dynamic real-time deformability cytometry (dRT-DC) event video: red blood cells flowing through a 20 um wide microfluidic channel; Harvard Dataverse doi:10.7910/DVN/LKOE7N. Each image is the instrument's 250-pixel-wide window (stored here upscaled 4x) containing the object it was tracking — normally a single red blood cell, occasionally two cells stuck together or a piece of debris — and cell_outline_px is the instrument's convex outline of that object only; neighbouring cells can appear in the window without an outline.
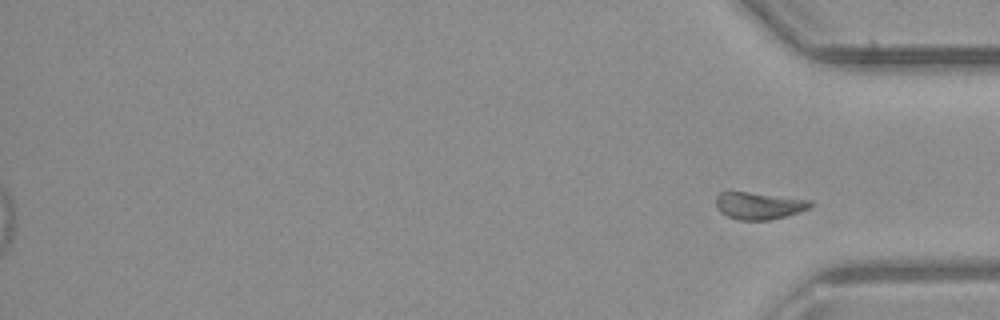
{"species": "common noctule bat (a hibernating species)", "species_latin": "Nyctalus noctula", "temperature_condition": "room temperature", "stored_images_in_passage": 36, "segment_of_instrument_passage": [2, 2], "camera_frame_rate_fps": 3000, "um_per_image_px": 0.085, "animal": {"sex": "male", "body_mass_g": 23.1, "forearm_length_mm": 52.7}, "frame": {"image": 1, "passage_image": 36, "time_ms": 11.667, "image_size_px": [1000, 320], "cell_outline_px": [[812, 204], [808, 208], [784, 216], [768, 220], [736, 220], [720, 212], [716, 204], [716, 196], [720, 192], [748, 192], [812, 200]], "centroid_in_image_um": [64.47, 17.48], "position_along_channel_um": 370.7, "area_um2": 14.68}}